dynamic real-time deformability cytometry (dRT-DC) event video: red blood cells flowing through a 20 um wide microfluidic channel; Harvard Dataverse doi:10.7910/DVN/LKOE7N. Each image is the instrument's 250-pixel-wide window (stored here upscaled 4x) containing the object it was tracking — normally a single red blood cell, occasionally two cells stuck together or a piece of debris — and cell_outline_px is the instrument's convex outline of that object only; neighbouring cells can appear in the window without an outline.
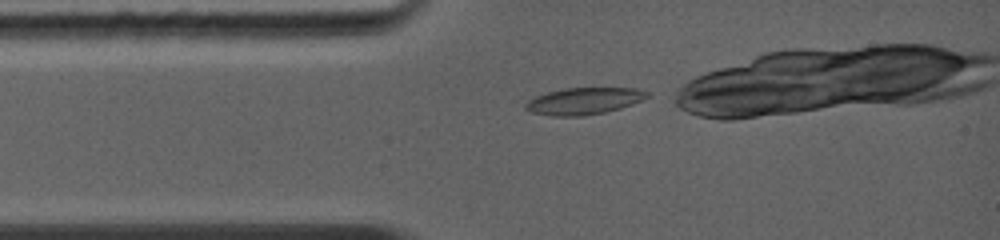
{"species": "common noctule bat (a hibernating species)", "species_latin": "Nyctalus noctula", "temperature_condition": "warm", "stored_images_in_passage": 26, "camera_frame_rate_fps": 5000, "um_per_image_px": 0.085, "animal": {"sex": "female", "body_mass_g": 19.0, "forearm_length_mm": 56.7}, "frame": {"image": 1, "passage_image": 1, "time_ms": 0.0, "image_size_px": [1000, 240], "cell_outline_px": [[652, 96], [632, 104], [620, 108], [604, 112], [584, 116], [552, 116], [532, 112], [524, 108], [524, 104], [528, 100], [536, 96], [548, 92], [564, 88], [636, 88], [648, 92]], "centroid_in_image_um": [49.64, 8.58], "position_along_channel_um": 35.4, "area_um2": 19.02}}
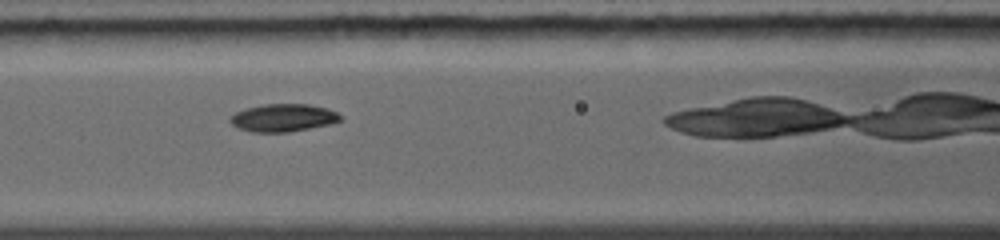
{"frame": {"image": 2, "passage_image": 11, "time_ms": 2.6, "image_size_px": [1000, 240], "cell_outline_px": [[340, 120], [332, 124], [288, 132], [252, 132], [240, 128], [232, 124], [228, 120], [236, 112], [248, 108], [264, 104], [308, 104], [328, 108], [336, 112], [340, 116]], "centroid_in_image_um": [24.09, 10.01], "position_along_channel_um": 142.5, "area_um2": 17.63}}
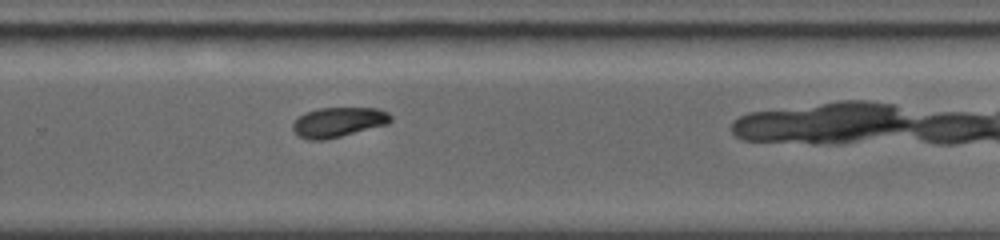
{"frame": {"image": 3, "passage_image": 22, "time_ms": 6.2, "image_size_px": [1000, 240], "cell_outline_px": [[392, 120], [388, 124], [324, 140], [308, 140], [296, 136], [292, 128], [292, 124], [304, 112], [320, 108], [380, 108], [388, 112], [392, 116]], "centroid_in_image_um": [28.75, 10.38], "position_along_channel_um": 301.1, "area_um2": 17.11}}